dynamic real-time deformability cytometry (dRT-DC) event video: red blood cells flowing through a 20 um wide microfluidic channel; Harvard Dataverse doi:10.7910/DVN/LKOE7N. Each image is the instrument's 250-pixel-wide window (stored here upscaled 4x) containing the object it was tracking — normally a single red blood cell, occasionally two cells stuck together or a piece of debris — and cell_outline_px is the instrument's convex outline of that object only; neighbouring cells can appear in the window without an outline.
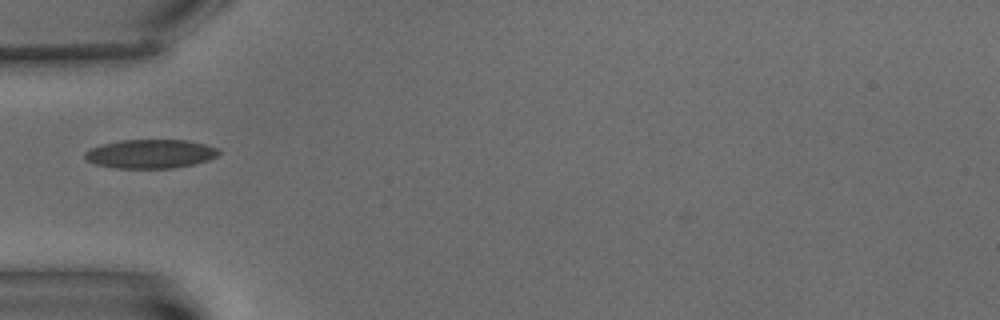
{"species": "common noctule bat (a hibernating species)", "species_latin": "Nyctalus noctula", "temperature_condition": "warm", "stored_images_in_passage": 3, "camera_frame_rate_fps": 3000, "um_per_image_px": 0.085, "animal": {"sex": "male", "body_mass_g": 15.6}, "frame": {"image": 1, "passage_image": 1, "time_ms": 0.0, "image_size_px": [1000, 320], "cell_outline_px": [[220, 152], [216, 156], [208, 160], [192, 164], [172, 168], [116, 168], [96, 164], [88, 160], [84, 156], [84, 152], [100, 144], [120, 140], [188, 140], [204, 144], [216, 148]], "centroid_in_image_um": [12.76, 13.07], "position_along_channel_um": 72.2, "area_um2": 22.37}}
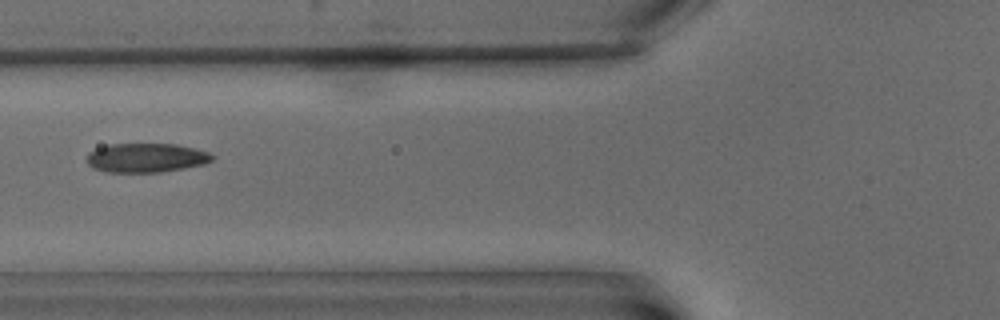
{"frame": {"image": 2, "passage_image": 2, "time_ms": 1.333, "image_size_px": [1000, 320], "cell_outline_px": [[216, 156], [212, 160], [204, 164], [184, 168], [160, 172], [108, 172], [92, 168], [84, 160], [88, 152], [96, 148], [108, 144], [176, 144], [196, 148], [208, 152]], "centroid_in_image_um": [12.39, 13.41], "position_along_channel_um": 113.4, "area_um2": 21.56}}